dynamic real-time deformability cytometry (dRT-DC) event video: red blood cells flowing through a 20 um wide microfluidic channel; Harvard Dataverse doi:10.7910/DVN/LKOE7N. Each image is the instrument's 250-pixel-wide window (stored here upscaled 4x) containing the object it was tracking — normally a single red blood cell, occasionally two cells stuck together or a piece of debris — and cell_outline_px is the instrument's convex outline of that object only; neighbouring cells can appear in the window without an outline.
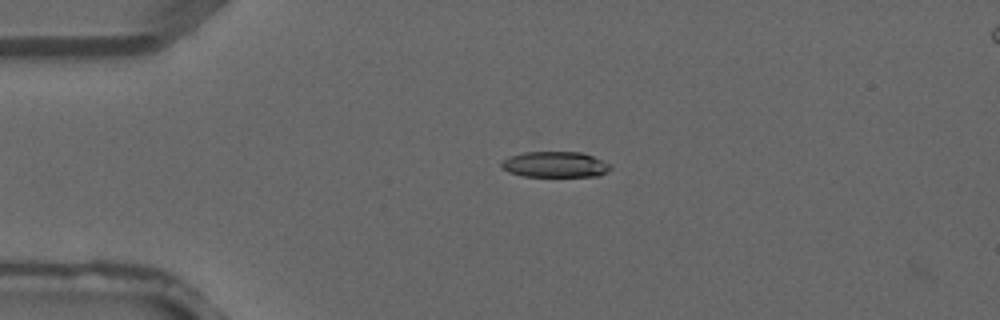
{"species": "common noctule bat (a hibernating species)", "species_latin": "Nyctalus noctula", "temperature_condition": "warm", "stored_images_in_passage": 5, "camera_frame_rate_fps": 3000, "um_per_image_px": 0.085, "animal": {"sex": "male", "forearm_length_mm": 52.5}, "frame": {"image": 1, "passage_image": 4, "time_ms": 1.0, "image_size_px": [1000, 320], "cell_outline_px": [[612, 168], [608, 172], [600, 176], [524, 176], [508, 172], [500, 168], [500, 160], [508, 156], [524, 152], [580, 152], [592, 156], [612, 164]], "centroid_in_image_um": [47.16, 13.98], "position_along_channel_um": 37.8, "area_um2": 16.65}}